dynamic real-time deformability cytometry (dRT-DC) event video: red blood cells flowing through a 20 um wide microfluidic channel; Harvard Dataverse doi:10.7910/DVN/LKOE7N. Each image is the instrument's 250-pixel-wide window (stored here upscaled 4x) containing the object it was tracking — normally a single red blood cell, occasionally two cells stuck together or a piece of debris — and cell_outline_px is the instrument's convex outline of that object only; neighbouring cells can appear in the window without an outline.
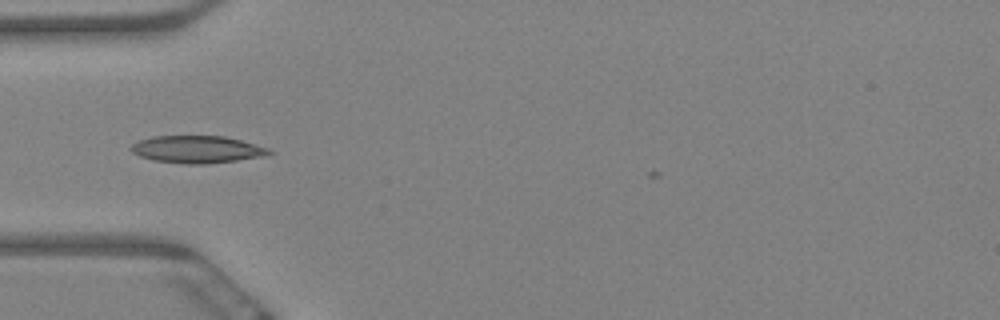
{"species": "Egyptian fruit bat (a non-hibernating species)", "species_latin": "Rousettus aegyptiacus", "temperature_condition": "warm", "stored_images_in_passage": 41, "camera_frame_rate_fps": 3000, "um_per_image_px": 0.085, "animal": {"sex": "female"}, "frame": {"image": 1, "passage_image": 1, "time_ms": 0.0, "image_size_px": [1000, 320], "cell_outline_px": [[272, 152], [268, 156], [204, 164], [184, 164], [152, 160], [140, 156], [132, 152], [132, 144], [136, 140], [152, 136], [224, 136], [240, 140], [268, 148]], "centroid_in_image_um": [16.73, 12.7], "position_along_channel_um": 68.3, "area_um2": 21.96}}
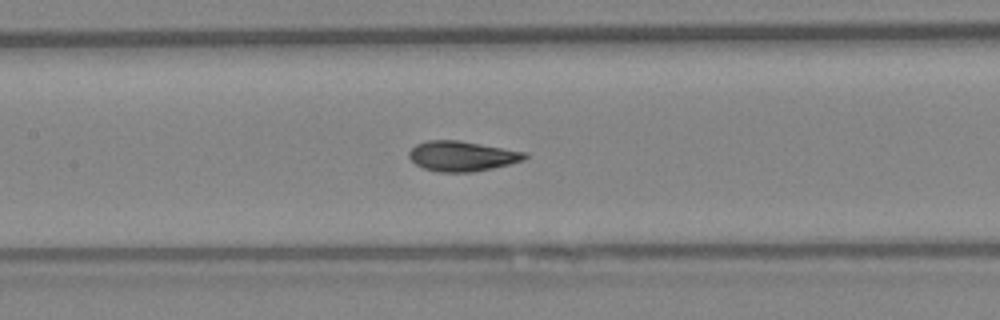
{"frame": {"image": 2, "passage_image": 10, "time_ms": 3.0, "image_size_px": [1000, 320], "cell_outline_px": [[528, 156], [524, 160], [492, 168], [472, 172], [440, 172], [424, 168], [416, 164], [408, 156], [408, 152], [416, 144], [428, 140], [460, 140], [528, 152]], "centroid_in_image_um": [39.29, 13.26], "position_along_channel_um": 168.1, "area_um2": 20.35}}
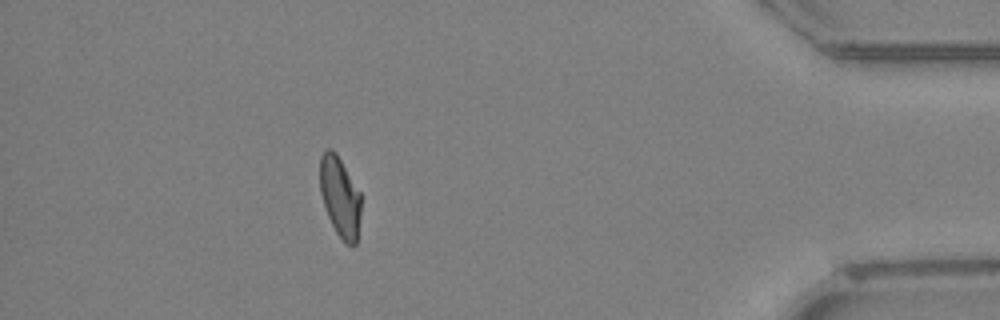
{"frame": {"image": 3, "passage_image": 36, "time_ms": 11.667, "image_size_px": [1000, 320], "cell_outline_px": [[360, 212], [356, 244], [352, 248], [344, 244], [336, 232], [328, 216], [320, 192], [320, 156], [324, 148], [332, 148], [336, 152], [360, 192]], "centroid_in_image_um": [28.89, 16.73], "position_along_channel_um": 406.3, "area_um2": 19.31}, "authors_computed_cell_mechanics": {"area_um2": 19.8254, "velocity_mm_per_s": 3.3356, "shape_relaxation_time_tau1_ms": 4.129, "shape_relaxation_time_tau2_ms": 1.0694, "deformation_change_tau1": 0.1659, "deformation_change_tau2": 0.0744}}